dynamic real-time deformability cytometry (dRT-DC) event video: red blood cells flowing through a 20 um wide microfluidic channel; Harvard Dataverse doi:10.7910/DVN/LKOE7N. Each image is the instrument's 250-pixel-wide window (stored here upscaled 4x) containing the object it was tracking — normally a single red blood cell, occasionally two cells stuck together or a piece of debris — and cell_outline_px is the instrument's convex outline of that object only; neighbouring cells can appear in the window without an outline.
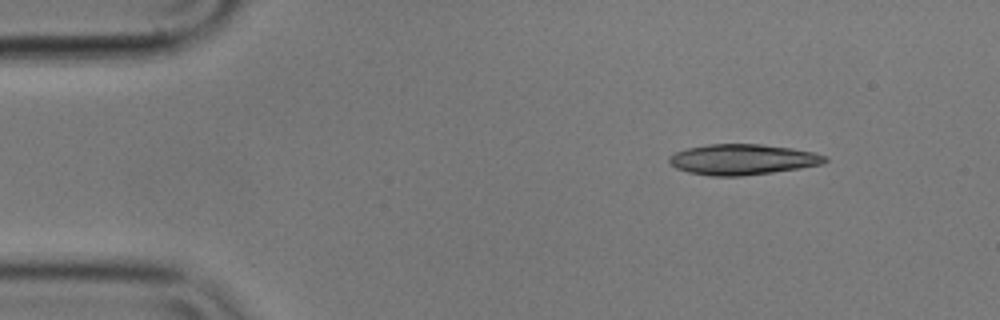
{"species": "common noctule bat (a hibernating species)", "species_latin": "Nyctalus noctula", "temperature_condition": "cold", "stored_images_in_passage": 11, "camera_frame_rate_fps": 3000, "um_per_image_px": 0.085, "animal": {"sex": "male", "body_mass_g": 17.9}, "frame": {"image": 1, "passage_image": 1, "time_ms": 0.0, "image_size_px": [1000, 320], "cell_outline_px": [[828, 160], [824, 164], [800, 168], [744, 176], [708, 176], [688, 172], [676, 168], [668, 160], [668, 156], [676, 152], [688, 148], [708, 144], [760, 144], [792, 148], [812, 152], [824, 156]], "centroid_in_image_um": [63.1, 13.56], "position_along_channel_um": 21.9, "area_um2": 27.74}}